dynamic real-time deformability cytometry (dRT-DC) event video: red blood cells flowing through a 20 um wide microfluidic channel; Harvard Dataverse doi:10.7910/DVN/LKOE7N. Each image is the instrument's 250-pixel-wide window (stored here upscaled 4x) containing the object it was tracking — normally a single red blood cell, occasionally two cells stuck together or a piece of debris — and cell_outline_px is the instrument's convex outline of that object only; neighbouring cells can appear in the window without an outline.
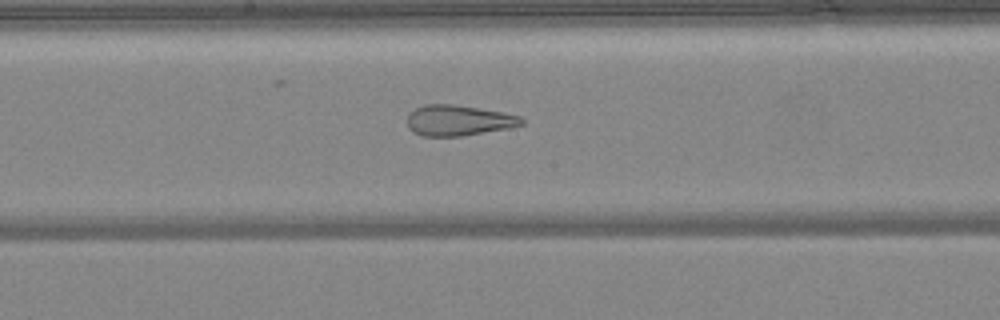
{"species": "common noctule bat (a hibernating species)", "species_latin": "Nyctalus noctula", "temperature_condition": "warm", "stored_images_in_passage": 47, "camera_frame_rate_fps": 3000, "um_per_image_px": 0.085, "animal": {"sex": "female", "body_mass_g": 24.6, "forearm_length_mm": 56.2}, "frame": {"image": 1, "passage_image": 24, "time_ms": 7.667, "image_size_px": [1000, 320], "cell_outline_px": [[524, 124], [512, 128], [464, 136], [424, 136], [412, 132], [408, 128], [408, 112], [424, 104], [452, 104], [500, 112], [520, 116], [524, 120]], "centroid_in_image_um": [38.96, 10.25], "position_along_channel_um": 209.2, "area_um2": 20.52}}
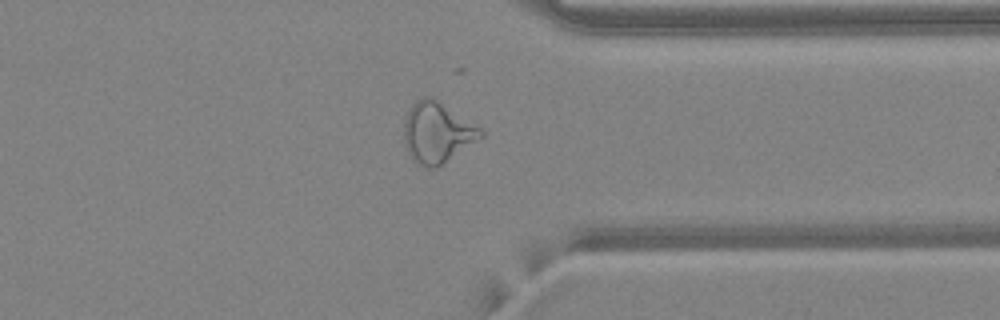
{"frame": {"image": 2, "passage_image": 36, "time_ms": 11.667, "image_size_px": [1000, 320], "cell_outline_px": [[484, 136], [436, 168], [428, 168], [416, 164], [412, 160], [404, 144], [404, 124], [408, 112], [412, 104], [420, 96], [432, 96], [480, 128], [484, 132]], "centroid_in_image_um": [37.13, 11.27], "position_along_channel_um": 374.3, "area_um2": 27.05}}
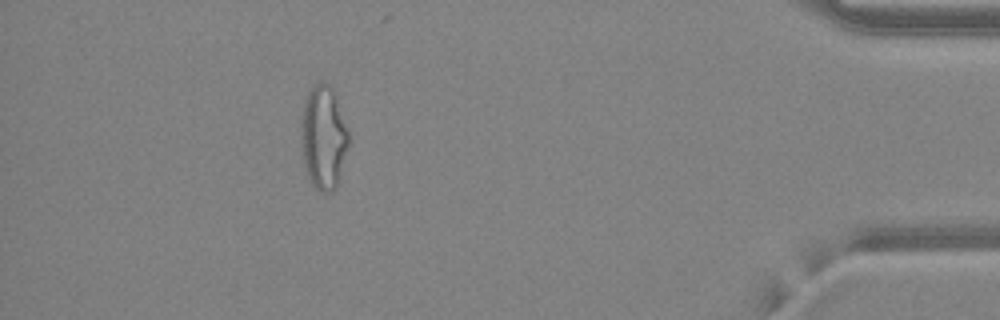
{"frame": {"image": 3, "passage_image": 42, "time_ms": 13.667, "image_size_px": [1000, 320], "cell_outline_px": [[348, 148], [336, 188], [332, 192], [324, 192], [316, 188], [308, 180], [304, 164], [300, 144], [300, 124], [304, 100], [312, 84], [320, 80], [328, 84], [332, 88], [348, 132]], "centroid_in_image_um": [27.45, 11.68], "position_along_channel_um": 407.7, "area_um2": 28.96}, "authors_computed_cell_mechanics": {"area_um2": 28.033, "velocity_mm_per_s": 4.2276, "shape_relaxation_time_tau1_ms": null, "shape_relaxation_time_tau2_ms": 1.4184, "deformation_change_tau1": null, "deformation_change_tau2": 0.0973}}